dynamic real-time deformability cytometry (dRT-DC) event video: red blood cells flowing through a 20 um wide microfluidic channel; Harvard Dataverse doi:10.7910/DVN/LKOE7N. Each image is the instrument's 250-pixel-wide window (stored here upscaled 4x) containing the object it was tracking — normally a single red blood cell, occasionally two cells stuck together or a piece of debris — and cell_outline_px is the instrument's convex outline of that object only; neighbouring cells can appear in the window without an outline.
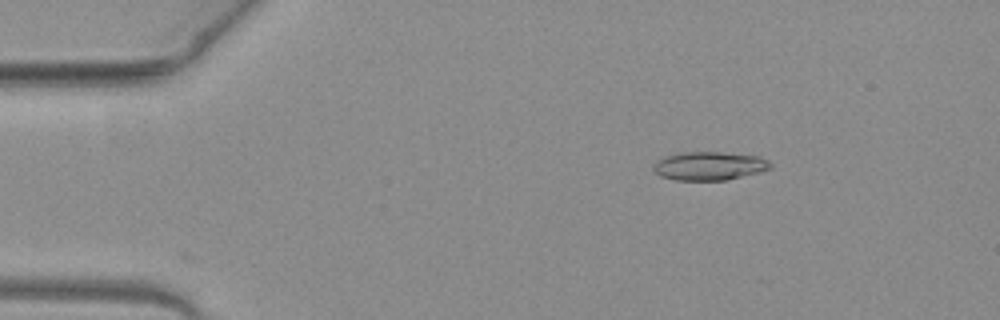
{"species": "common noctule bat (a hibernating species)", "species_latin": "Nyctalus noctula", "temperature_condition": "warm", "stored_images_in_passage": 22, "camera_frame_rate_fps": 3000, "um_per_image_px": 0.085, "animal": {"sex": "female", "body_mass_g": 19.3, "forearm_length_mm": 54.1}, "frame": {"image": 1, "passage_image": 8, "time_ms": 2.333, "image_size_px": [1000, 320], "cell_outline_px": [[772, 168], [760, 172], [724, 180], [676, 180], [660, 176], [652, 168], [652, 164], [656, 160], [664, 156], [680, 152], [720, 152], [760, 156], [768, 160], [772, 164]], "centroid_in_image_um": [60.27, 14.09], "position_along_channel_um": 24.7, "area_um2": 19.59}}
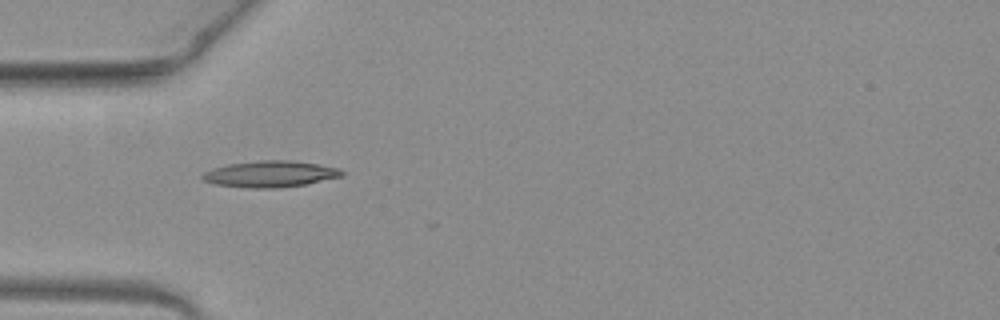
{"frame": {"image": 2, "passage_image": 16, "time_ms": 5.0, "image_size_px": [1000, 320], "cell_outline_px": [[344, 176], [304, 184], [276, 188], [248, 188], [216, 184], [204, 180], [200, 176], [204, 172], [212, 168], [228, 164], [260, 160], [292, 160], [320, 164], [340, 168], [344, 172]], "centroid_in_image_um": [22.99, 14.78], "position_along_channel_um": 62.0, "area_um2": 21.44}}
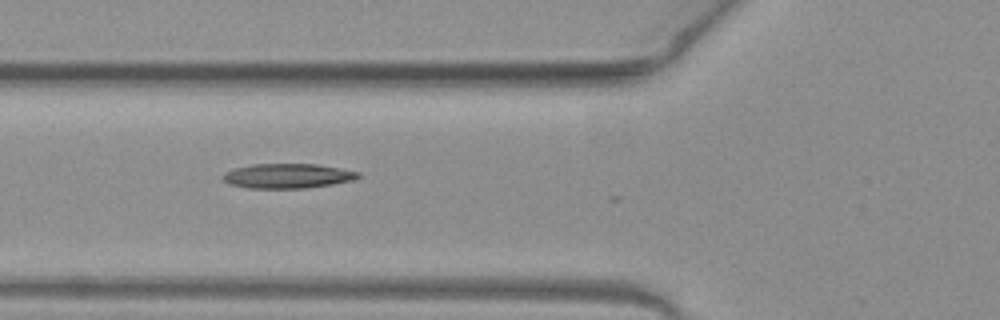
{"frame": {"image": 3, "passage_image": 19, "time_ms": 6.0, "image_size_px": [1000, 320], "cell_outline_px": [[360, 176], [352, 180], [332, 184], [304, 188], [248, 188], [228, 184], [224, 180], [224, 172], [236, 168], [252, 164], [316, 164], [340, 168], [360, 172]], "centroid_in_image_um": [24.44, 14.95], "position_along_channel_um": 101.4, "area_um2": 19.31}}